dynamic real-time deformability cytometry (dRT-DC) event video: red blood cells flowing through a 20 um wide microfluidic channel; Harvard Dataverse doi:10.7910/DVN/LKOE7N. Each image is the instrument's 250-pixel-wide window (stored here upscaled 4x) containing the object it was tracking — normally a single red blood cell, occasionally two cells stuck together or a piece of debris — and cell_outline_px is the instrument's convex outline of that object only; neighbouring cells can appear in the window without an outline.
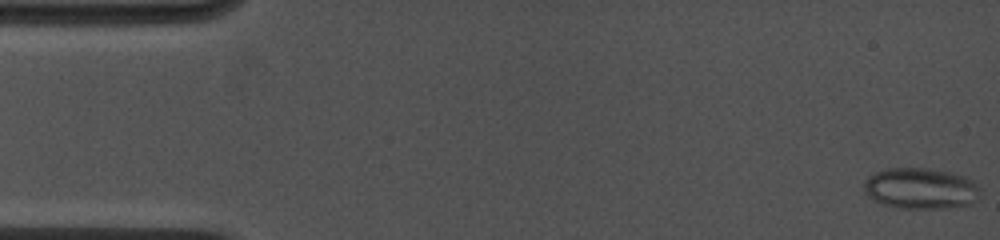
{"species": "common noctule bat (a hibernating species)", "species_latin": "Nyctalus noctula", "temperature_condition": "cold", "stored_images_in_passage": 80, "camera_frame_rate_fps": 4500, "um_per_image_px": 0.085, "animal": {"sex": "female", "body_mass_g": 19.0, "forearm_length_mm": 53.3}, "frame": {"image": 1, "passage_image": 1, "time_ms": 0.0, "image_size_px": [1000, 240], "cell_outline_px": [[980, 196], [972, 204], [944, 208], [900, 208], [880, 204], [872, 200], [864, 192], [864, 180], [868, 176], [876, 172], [888, 168], [928, 168], [952, 172], [964, 176], [972, 180], [980, 188]], "centroid_in_image_um": [78.25, 16.02], "position_along_channel_um": 6.8, "area_um2": 28.15}}
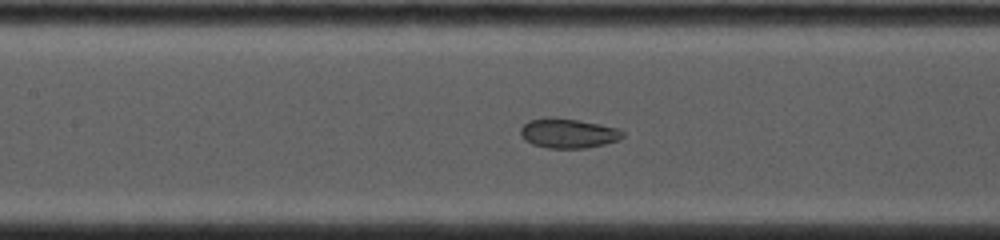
{"frame": {"image": 2, "passage_image": 34, "time_ms": 7.111, "image_size_px": [1000, 240], "cell_outline_px": [[624, 136], [620, 140], [588, 148], [548, 148], [532, 144], [524, 140], [520, 132], [520, 128], [528, 120], [548, 116], [552, 116], [580, 120], [600, 124], [616, 128], [624, 132]], "centroid_in_image_um": [48.28, 11.31], "position_along_channel_um": 159.1, "area_um2": 17.92}}
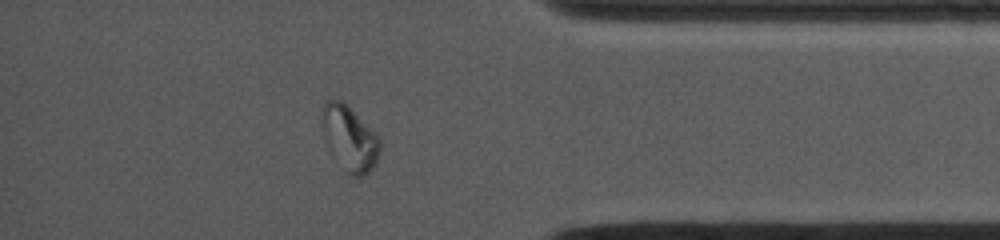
{"frame": {"image": 3, "passage_image": 69, "time_ms": 13.556, "image_size_px": [1000, 240], "cell_outline_px": [[380, 148], [376, 164], [364, 176], [352, 176], [344, 172], [328, 152], [324, 144], [320, 128], [320, 120], [324, 104], [328, 100], [340, 100], [376, 132], [380, 140]], "centroid_in_image_um": [29.65, 11.81], "position_along_channel_um": 405.5, "area_um2": 22.54}}